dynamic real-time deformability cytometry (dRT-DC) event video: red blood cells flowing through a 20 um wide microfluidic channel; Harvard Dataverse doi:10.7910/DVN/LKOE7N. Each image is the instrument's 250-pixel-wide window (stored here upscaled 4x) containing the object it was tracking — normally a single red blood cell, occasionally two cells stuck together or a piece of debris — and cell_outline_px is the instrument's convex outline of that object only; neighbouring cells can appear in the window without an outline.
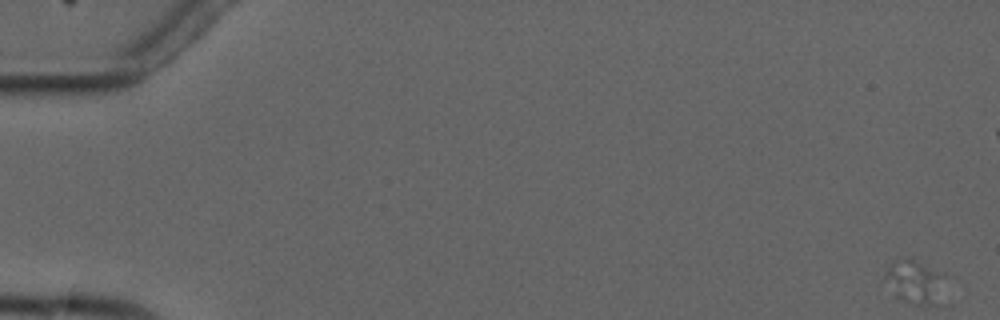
{"species": "common noctule bat (a hibernating species)", "species_latin": "Nyctalus noctula", "temperature_condition": "cold", "stored_images_in_passage": 6, "camera_frame_rate_fps": 3000, "um_per_image_px": 0.085, "animal": {"sex": "male", "forearm_length_mm": 52.5}, "frame": {"image": 1, "passage_image": 1, "time_ms": 0.0, "image_size_px": [1000, 320], "cell_outline_px": [[944, 276], [940, 304], [912, 304], [896, 296], [880, 280], [892, 260], [912, 260], [944, 272]], "centroid_in_image_um": [77.71, 23.97], "position_along_channel_um": 7.3, "area_um2": 15.37}}